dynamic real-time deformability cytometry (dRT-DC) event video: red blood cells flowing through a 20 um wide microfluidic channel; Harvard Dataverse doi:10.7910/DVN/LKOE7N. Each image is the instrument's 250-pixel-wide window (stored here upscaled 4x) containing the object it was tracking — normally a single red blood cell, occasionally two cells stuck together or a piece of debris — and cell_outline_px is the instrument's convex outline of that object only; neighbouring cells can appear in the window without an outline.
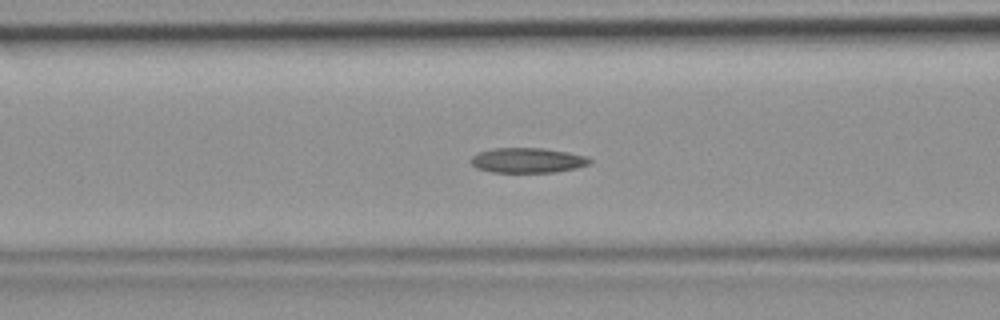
{"species": "common noctule bat (a hibernating species)", "species_latin": "Nyctalus noctula", "temperature_condition": "room temperature", "stored_images_in_passage": 47, "camera_frame_rate_fps": 3000, "um_per_image_px": 0.085, "animal": {"sex": "female", "body_mass_g": 19.9}, "frame": {"image": 1, "passage_image": 19, "time_ms": 6.0, "image_size_px": [1000, 320], "cell_outline_px": [[592, 164], [576, 168], [556, 172], [492, 172], [476, 168], [468, 160], [476, 152], [492, 148], [544, 148], [568, 152], [584, 156], [592, 160]], "centroid_in_image_um": [44.81, 13.62], "position_along_channel_um": 121.8, "area_um2": 17.51}}
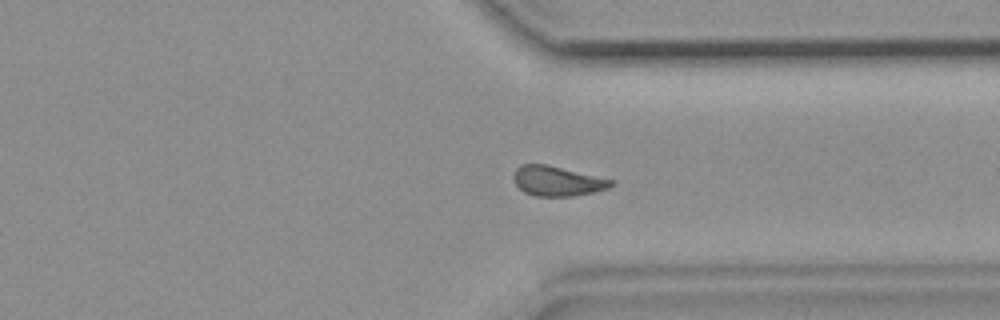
{"frame": {"image": 2, "passage_image": 36, "time_ms": 11.667, "image_size_px": [1000, 320], "cell_outline_px": [[616, 180], [608, 188], [592, 192], [572, 196], [536, 196], [524, 192], [516, 184], [512, 176], [516, 168], [520, 164], [548, 164]], "centroid_in_image_um": [47.36, 15.37], "position_along_channel_um": 364.0, "area_um2": 17.05}}
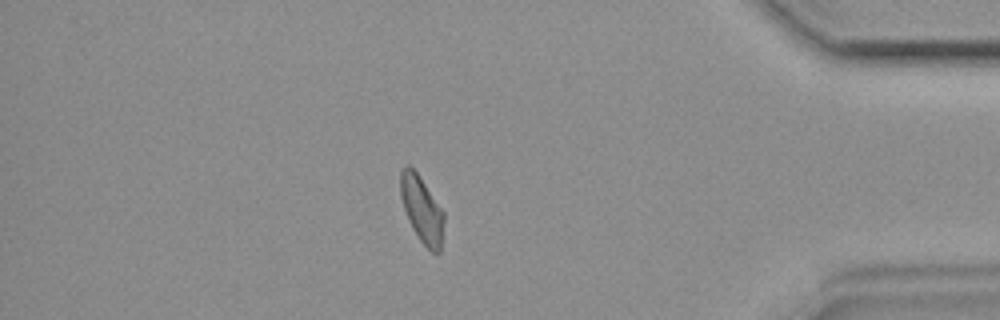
{"frame": {"image": 3, "passage_image": 41, "time_ms": 13.333, "image_size_px": [1000, 320], "cell_outline_px": [[444, 220], [440, 252], [432, 252], [420, 240], [412, 228], [408, 220], [400, 196], [400, 172], [408, 164], [416, 172], [444, 212]], "centroid_in_image_um": [35.84, 17.81], "position_along_channel_um": 399.4, "area_um2": 16.47}}